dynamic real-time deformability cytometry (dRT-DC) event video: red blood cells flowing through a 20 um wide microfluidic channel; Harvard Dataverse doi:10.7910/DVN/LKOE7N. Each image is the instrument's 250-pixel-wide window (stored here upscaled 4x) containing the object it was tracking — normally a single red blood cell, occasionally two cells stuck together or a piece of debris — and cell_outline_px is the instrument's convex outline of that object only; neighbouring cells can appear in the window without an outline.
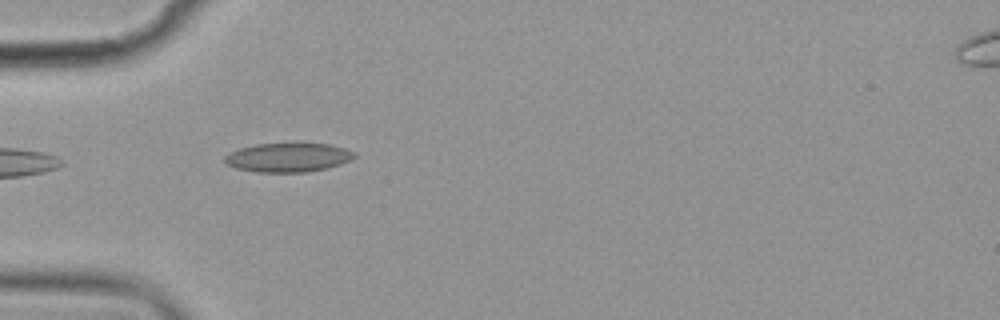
{"species": "common noctule bat (a hibernating species)", "species_latin": "Nyctalus noctula", "temperature_condition": "cold", "stored_images_in_passage": 3, "camera_frame_rate_fps": 3000, "um_per_image_px": 0.085, "animal": {"sex": "female", "body_mass_g": 19.9}, "frame": {"image": 1, "passage_image": 1, "time_ms": 0.0, "image_size_px": [1000, 320], "cell_outline_px": [[356, 156], [352, 160], [328, 168], [304, 172], [256, 172], [236, 168], [228, 164], [224, 160], [224, 156], [228, 152], [240, 148], [256, 144], [328, 144], [344, 148], [356, 152]], "centroid_in_image_um": [24.49, 13.39], "position_along_channel_um": 60.5, "area_um2": 21.85}}